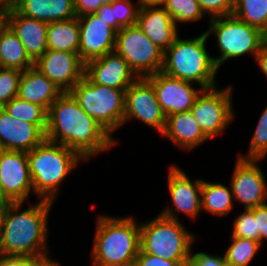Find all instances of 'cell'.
<instances>
[{
  "label": "cell",
  "mask_w": 267,
  "mask_h": 266,
  "mask_svg": "<svg viewBox=\"0 0 267 266\" xmlns=\"http://www.w3.org/2000/svg\"><path fill=\"white\" fill-rule=\"evenodd\" d=\"M9 14L10 9H6L1 15H0V38L2 37L3 33L8 29L9 27Z\"/></svg>",
  "instance_id": "obj_45"
},
{
  "label": "cell",
  "mask_w": 267,
  "mask_h": 266,
  "mask_svg": "<svg viewBox=\"0 0 267 266\" xmlns=\"http://www.w3.org/2000/svg\"><path fill=\"white\" fill-rule=\"evenodd\" d=\"M79 20L75 18L50 22L47 26L48 50L65 51L79 54Z\"/></svg>",
  "instance_id": "obj_25"
},
{
  "label": "cell",
  "mask_w": 267,
  "mask_h": 266,
  "mask_svg": "<svg viewBox=\"0 0 267 266\" xmlns=\"http://www.w3.org/2000/svg\"><path fill=\"white\" fill-rule=\"evenodd\" d=\"M191 261H170L161 257L144 253L141 249L135 259L138 266H188Z\"/></svg>",
  "instance_id": "obj_38"
},
{
  "label": "cell",
  "mask_w": 267,
  "mask_h": 266,
  "mask_svg": "<svg viewBox=\"0 0 267 266\" xmlns=\"http://www.w3.org/2000/svg\"><path fill=\"white\" fill-rule=\"evenodd\" d=\"M267 155V106L260 115L254 135L252 136L248 154L243 159H264Z\"/></svg>",
  "instance_id": "obj_32"
},
{
  "label": "cell",
  "mask_w": 267,
  "mask_h": 266,
  "mask_svg": "<svg viewBox=\"0 0 267 266\" xmlns=\"http://www.w3.org/2000/svg\"><path fill=\"white\" fill-rule=\"evenodd\" d=\"M161 135L170 138L173 144L180 149L188 151L209 140L193 118L190 110L167 116L166 125Z\"/></svg>",
  "instance_id": "obj_23"
},
{
  "label": "cell",
  "mask_w": 267,
  "mask_h": 266,
  "mask_svg": "<svg viewBox=\"0 0 267 266\" xmlns=\"http://www.w3.org/2000/svg\"><path fill=\"white\" fill-rule=\"evenodd\" d=\"M96 15L106 21L111 28L117 31V19L115 18L114 10H112L111 4L102 5L97 11Z\"/></svg>",
  "instance_id": "obj_42"
},
{
  "label": "cell",
  "mask_w": 267,
  "mask_h": 266,
  "mask_svg": "<svg viewBox=\"0 0 267 266\" xmlns=\"http://www.w3.org/2000/svg\"><path fill=\"white\" fill-rule=\"evenodd\" d=\"M255 60L258 63L261 72L267 77V40L263 43Z\"/></svg>",
  "instance_id": "obj_43"
},
{
  "label": "cell",
  "mask_w": 267,
  "mask_h": 266,
  "mask_svg": "<svg viewBox=\"0 0 267 266\" xmlns=\"http://www.w3.org/2000/svg\"><path fill=\"white\" fill-rule=\"evenodd\" d=\"M161 6L175 23L196 22L205 14L197 0H165Z\"/></svg>",
  "instance_id": "obj_31"
},
{
  "label": "cell",
  "mask_w": 267,
  "mask_h": 266,
  "mask_svg": "<svg viewBox=\"0 0 267 266\" xmlns=\"http://www.w3.org/2000/svg\"><path fill=\"white\" fill-rule=\"evenodd\" d=\"M114 51L122 56L138 78H146L162 70L164 52L137 24L117 32Z\"/></svg>",
  "instance_id": "obj_9"
},
{
  "label": "cell",
  "mask_w": 267,
  "mask_h": 266,
  "mask_svg": "<svg viewBox=\"0 0 267 266\" xmlns=\"http://www.w3.org/2000/svg\"><path fill=\"white\" fill-rule=\"evenodd\" d=\"M92 262L96 266L135 263L140 250V225L133 217L99 216L96 222Z\"/></svg>",
  "instance_id": "obj_3"
},
{
  "label": "cell",
  "mask_w": 267,
  "mask_h": 266,
  "mask_svg": "<svg viewBox=\"0 0 267 266\" xmlns=\"http://www.w3.org/2000/svg\"><path fill=\"white\" fill-rule=\"evenodd\" d=\"M46 266H59V264L58 262L51 261V262H48Z\"/></svg>",
  "instance_id": "obj_49"
},
{
  "label": "cell",
  "mask_w": 267,
  "mask_h": 266,
  "mask_svg": "<svg viewBox=\"0 0 267 266\" xmlns=\"http://www.w3.org/2000/svg\"><path fill=\"white\" fill-rule=\"evenodd\" d=\"M188 266H227L223 256H213L208 253L198 252L192 255Z\"/></svg>",
  "instance_id": "obj_39"
},
{
  "label": "cell",
  "mask_w": 267,
  "mask_h": 266,
  "mask_svg": "<svg viewBox=\"0 0 267 266\" xmlns=\"http://www.w3.org/2000/svg\"><path fill=\"white\" fill-rule=\"evenodd\" d=\"M165 0H139L140 5H162Z\"/></svg>",
  "instance_id": "obj_46"
},
{
  "label": "cell",
  "mask_w": 267,
  "mask_h": 266,
  "mask_svg": "<svg viewBox=\"0 0 267 266\" xmlns=\"http://www.w3.org/2000/svg\"><path fill=\"white\" fill-rule=\"evenodd\" d=\"M203 12L211 16L210 19L216 17L232 15L236 0H197Z\"/></svg>",
  "instance_id": "obj_36"
},
{
  "label": "cell",
  "mask_w": 267,
  "mask_h": 266,
  "mask_svg": "<svg viewBox=\"0 0 267 266\" xmlns=\"http://www.w3.org/2000/svg\"><path fill=\"white\" fill-rule=\"evenodd\" d=\"M52 259L49 257H31L0 254V266H46Z\"/></svg>",
  "instance_id": "obj_37"
},
{
  "label": "cell",
  "mask_w": 267,
  "mask_h": 266,
  "mask_svg": "<svg viewBox=\"0 0 267 266\" xmlns=\"http://www.w3.org/2000/svg\"><path fill=\"white\" fill-rule=\"evenodd\" d=\"M181 168L171 165L168 175V190L171 196L174 208L168 206L160 214L164 217L178 220V214L184 213L188 217H195L201 212V179L192 180ZM177 211V213H174Z\"/></svg>",
  "instance_id": "obj_15"
},
{
  "label": "cell",
  "mask_w": 267,
  "mask_h": 266,
  "mask_svg": "<svg viewBox=\"0 0 267 266\" xmlns=\"http://www.w3.org/2000/svg\"><path fill=\"white\" fill-rule=\"evenodd\" d=\"M98 1H100L102 5H105V4H111L112 1L114 0H98Z\"/></svg>",
  "instance_id": "obj_48"
},
{
  "label": "cell",
  "mask_w": 267,
  "mask_h": 266,
  "mask_svg": "<svg viewBox=\"0 0 267 266\" xmlns=\"http://www.w3.org/2000/svg\"><path fill=\"white\" fill-rule=\"evenodd\" d=\"M101 6L102 4L98 0H74L77 17L96 13Z\"/></svg>",
  "instance_id": "obj_41"
},
{
  "label": "cell",
  "mask_w": 267,
  "mask_h": 266,
  "mask_svg": "<svg viewBox=\"0 0 267 266\" xmlns=\"http://www.w3.org/2000/svg\"><path fill=\"white\" fill-rule=\"evenodd\" d=\"M19 14L47 23L76 17L74 0H13Z\"/></svg>",
  "instance_id": "obj_24"
},
{
  "label": "cell",
  "mask_w": 267,
  "mask_h": 266,
  "mask_svg": "<svg viewBox=\"0 0 267 266\" xmlns=\"http://www.w3.org/2000/svg\"><path fill=\"white\" fill-rule=\"evenodd\" d=\"M56 85L34 66L22 71L17 97L38 104L47 111L50 105L62 94Z\"/></svg>",
  "instance_id": "obj_22"
},
{
  "label": "cell",
  "mask_w": 267,
  "mask_h": 266,
  "mask_svg": "<svg viewBox=\"0 0 267 266\" xmlns=\"http://www.w3.org/2000/svg\"><path fill=\"white\" fill-rule=\"evenodd\" d=\"M232 244L227 248L223 258L227 266H248L261 245L258 241L231 237Z\"/></svg>",
  "instance_id": "obj_29"
},
{
  "label": "cell",
  "mask_w": 267,
  "mask_h": 266,
  "mask_svg": "<svg viewBox=\"0 0 267 266\" xmlns=\"http://www.w3.org/2000/svg\"><path fill=\"white\" fill-rule=\"evenodd\" d=\"M47 125H35L14 119L0 107V147L3 150L29 152L46 139Z\"/></svg>",
  "instance_id": "obj_18"
},
{
  "label": "cell",
  "mask_w": 267,
  "mask_h": 266,
  "mask_svg": "<svg viewBox=\"0 0 267 266\" xmlns=\"http://www.w3.org/2000/svg\"><path fill=\"white\" fill-rule=\"evenodd\" d=\"M13 202L11 201H1L0 202V241L3 235V229L5 226V219L7 216V211L9 209V206L12 204Z\"/></svg>",
  "instance_id": "obj_44"
},
{
  "label": "cell",
  "mask_w": 267,
  "mask_h": 266,
  "mask_svg": "<svg viewBox=\"0 0 267 266\" xmlns=\"http://www.w3.org/2000/svg\"><path fill=\"white\" fill-rule=\"evenodd\" d=\"M152 84L161 110L167 117L177 112L189 111L201 93L191 82L171 77L162 71L146 77Z\"/></svg>",
  "instance_id": "obj_16"
},
{
  "label": "cell",
  "mask_w": 267,
  "mask_h": 266,
  "mask_svg": "<svg viewBox=\"0 0 267 266\" xmlns=\"http://www.w3.org/2000/svg\"><path fill=\"white\" fill-rule=\"evenodd\" d=\"M233 237L252 239L259 242V230H257L253 208L244 209L233 222Z\"/></svg>",
  "instance_id": "obj_34"
},
{
  "label": "cell",
  "mask_w": 267,
  "mask_h": 266,
  "mask_svg": "<svg viewBox=\"0 0 267 266\" xmlns=\"http://www.w3.org/2000/svg\"><path fill=\"white\" fill-rule=\"evenodd\" d=\"M140 120L163 133L166 116L157 101L155 90L146 78H138L125 91V113L123 125L131 118Z\"/></svg>",
  "instance_id": "obj_12"
},
{
  "label": "cell",
  "mask_w": 267,
  "mask_h": 266,
  "mask_svg": "<svg viewBox=\"0 0 267 266\" xmlns=\"http://www.w3.org/2000/svg\"><path fill=\"white\" fill-rule=\"evenodd\" d=\"M48 23L28 18L10 8L9 27L17 35L30 59L35 63L47 50Z\"/></svg>",
  "instance_id": "obj_21"
},
{
  "label": "cell",
  "mask_w": 267,
  "mask_h": 266,
  "mask_svg": "<svg viewBox=\"0 0 267 266\" xmlns=\"http://www.w3.org/2000/svg\"><path fill=\"white\" fill-rule=\"evenodd\" d=\"M207 38L205 31L192 39L177 37L164 52L161 71L183 81L199 83L201 89L216 87L218 68L205 47Z\"/></svg>",
  "instance_id": "obj_5"
},
{
  "label": "cell",
  "mask_w": 267,
  "mask_h": 266,
  "mask_svg": "<svg viewBox=\"0 0 267 266\" xmlns=\"http://www.w3.org/2000/svg\"><path fill=\"white\" fill-rule=\"evenodd\" d=\"M79 56L86 64L100 58L115 49L117 31L96 13L79 16Z\"/></svg>",
  "instance_id": "obj_17"
},
{
  "label": "cell",
  "mask_w": 267,
  "mask_h": 266,
  "mask_svg": "<svg viewBox=\"0 0 267 266\" xmlns=\"http://www.w3.org/2000/svg\"><path fill=\"white\" fill-rule=\"evenodd\" d=\"M125 266H138V265L136 263H132V264L125 265Z\"/></svg>",
  "instance_id": "obj_52"
},
{
  "label": "cell",
  "mask_w": 267,
  "mask_h": 266,
  "mask_svg": "<svg viewBox=\"0 0 267 266\" xmlns=\"http://www.w3.org/2000/svg\"><path fill=\"white\" fill-rule=\"evenodd\" d=\"M126 90L95 84L85 75L69 93L111 135L123 125Z\"/></svg>",
  "instance_id": "obj_7"
},
{
  "label": "cell",
  "mask_w": 267,
  "mask_h": 266,
  "mask_svg": "<svg viewBox=\"0 0 267 266\" xmlns=\"http://www.w3.org/2000/svg\"><path fill=\"white\" fill-rule=\"evenodd\" d=\"M217 86L203 89L190 109L203 133L209 138L220 135L234 119L232 86L217 90Z\"/></svg>",
  "instance_id": "obj_10"
},
{
  "label": "cell",
  "mask_w": 267,
  "mask_h": 266,
  "mask_svg": "<svg viewBox=\"0 0 267 266\" xmlns=\"http://www.w3.org/2000/svg\"><path fill=\"white\" fill-rule=\"evenodd\" d=\"M34 67L62 92H69L85 76V63L72 52L47 50Z\"/></svg>",
  "instance_id": "obj_14"
},
{
  "label": "cell",
  "mask_w": 267,
  "mask_h": 266,
  "mask_svg": "<svg viewBox=\"0 0 267 266\" xmlns=\"http://www.w3.org/2000/svg\"><path fill=\"white\" fill-rule=\"evenodd\" d=\"M209 25L210 28L205 32L208 37L210 34L216 35L217 46L221 53L219 57H213L218 70L223 62L243 54L251 53L256 58L267 40V35L260 29L233 15L212 18Z\"/></svg>",
  "instance_id": "obj_8"
},
{
  "label": "cell",
  "mask_w": 267,
  "mask_h": 266,
  "mask_svg": "<svg viewBox=\"0 0 267 266\" xmlns=\"http://www.w3.org/2000/svg\"><path fill=\"white\" fill-rule=\"evenodd\" d=\"M22 71L0 67V107L17 97Z\"/></svg>",
  "instance_id": "obj_33"
},
{
  "label": "cell",
  "mask_w": 267,
  "mask_h": 266,
  "mask_svg": "<svg viewBox=\"0 0 267 266\" xmlns=\"http://www.w3.org/2000/svg\"><path fill=\"white\" fill-rule=\"evenodd\" d=\"M232 15L267 35V0H236Z\"/></svg>",
  "instance_id": "obj_28"
},
{
  "label": "cell",
  "mask_w": 267,
  "mask_h": 266,
  "mask_svg": "<svg viewBox=\"0 0 267 266\" xmlns=\"http://www.w3.org/2000/svg\"><path fill=\"white\" fill-rule=\"evenodd\" d=\"M140 6L138 3V6L134 7L131 0L112 1L111 7L117 19V32L123 27L136 25Z\"/></svg>",
  "instance_id": "obj_35"
},
{
  "label": "cell",
  "mask_w": 267,
  "mask_h": 266,
  "mask_svg": "<svg viewBox=\"0 0 267 266\" xmlns=\"http://www.w3.org/2000/svg\"><path fill=\"white\" fill-rule=\"evenodd\" d=\"M37 204L21 210L23 203H12L7 211L0 254L49 257L47 252L48 216L53 201L38 199Z\"/></svg>",
  "instance_id": "obj_2"
},
{
  "label": "cell",
  "mask_w": 267,
  "mask_h": 266,
  "mask_svg": "<svg viewBox=\"0 0 267 266\" xmlns=\"http://www.w3.org/2000/svg\"><path fill=\"white\" fill-rule=\"evenodd\" d=\"M136 24L163 52L179 36L176 23L161 5H141Z\"/></svg>",
  "instance_id": "obj_20"
},
{
  "label": "cell",
  "mask_w": 267,
  "mask_h": 266,
  "mask_svg": "<svg viewBox=\"0 0 267 266\" xmlns=\"http://www.w3.org/2000/svg\"><path fill=\"white\" fill-rule=\"evenodd\" d=\"M3 108L16 120H23L35 125H47L48 111L38 104L15 97L6 103Z\"/></svg>",
  "instance_id": "obj_30"
},
{
  "label": "cell",
  "mask_w": 267,
  "mask_h": 266,
  "mask_svg": "<svg viewBox=\"0 0 267 266\" xmlns=\"http://www.w3.org/2000/svg\"><path fill=\"white\" fill-rule=\"evenodd\" d=\"M85 75L95 84L117 89H128L138 79L129 64L115 51L88 61Z\"/></svg>",
  "instance_id": "obj_19"
},
{
  "label": "cell",
  "mask_w": 267,
  "mask_h": 266,
  "mask_svg": "<svg viewBox=\"0 0 267 266\" xmlns=\"http://www.w3.org/2000/svg\"><path fill=\"white\" fill-rule=\"evenodd\" d=\"M253 213L259 230V243L262 246L263 240H267V204L253 208Z\"/></svg>",
  "instance_id": "obj_40"
},
{
  "label": "cell",
  "mask_w": 267,
  "mask_h": 266,
  "mask_svg": "<svg viewBox=\"0 0 267 266\" xmlns=\"http://www.w3.org/2000/svg\"><path fill=\"white\" fill-rule=\"evenodd\" d=\"M27 157L35 194L53 202L63 179L84 161L76 151L46 139L27 152Z\"/></svg>",
  "instance_id": "obj_4"
},
{
  "label": "cell",
  "mask_w": 267,
  "mask_h": 266,
  "mask_svg": "<svg viewBox=\"0 0 267 266\" xmlns=\"http://www.w3.org/2000/svg\"><path fill=\"white\" fill-rule=\"evenodd\" d=\"M194 235L179 220L159 214L140 224V249L170 261H191Z\"/></svg>",
  "instance_id": "obj_6"
},
{
  "label": "cell",
  "mask_w": 267,
  "mask_h": 266,
  "mask_svg": "<svg viewBox=\"0 0 267 266\" xmlns=\"http://www.w3.org/2000/svg\"><path fill=\"white\" fill-rule=\"evenodd\" d=\"M2 201L24 203L33 190L27 152L0 150Z\"/></svg>",
  "instance_id": "obj_11"
},
{
  "label": "cell",
  "mask_w": 267,
  "mask_h": 266,
  "mask_svg": "<svg viewBox=\"0 0 267 266\" xmlns=\"http://www.w3.org/2000/svg\"><path fill=\"white\" fill-rule=\"evenodd\" d=\"M233 199L232 189L224 184L202 181L201 209L223 217L233 210Z\"/></svg>",
  "instance_id": "obj_27"
},
{
  "label": "cell",
  "mask_w": 267,
  "mask_h": 266,
  "mask_svg": "<svg viewBox=\"0 0 267 266\" xmlns=\"http://www.w3.org/2000/svg\"><path fill=\"white\" fill-rule=\"evenodd\" d=\"M0 2L7 8L10 9L13 6V0H0Z\"/></svg>",
  "instance_id": "obj_47"
},
{
  "label": "cell",
  "mask_w": 267,
  "mask_h": 266,
  "mask_svg": "<svg viewBox=\"0 0 267 266\" xmlns=\"http://www.w3.org/2000/svg\"><path fill=\"white\" fill-rule=\"evenodd\" d=\"M0 199L2 200V185H1V180H0Z\"/></svg>",
  "instance_id": "obj_51"
},
{
  "label": "cell",
  "mask_w": 267,
  "mask_h": 266,
  "mask_svg": "<svg viewBox=\"0 0 267 266\" xmlns=\"http://www.w3.org/2000/svg\"><path fill=\"white\" fill-rule=\"evenodd\" d=\"M33 66L34 62L28 56L25 47L8 27L0 38V67L25 71Z\"/></svg>",
  "instance_id": "obj_26"
},
{
  "label": "cell",
  "mask_w": 267,
  "mask_h": 266,
  "mask_svg": "<svg viewBox=\"0 0 267 266\" xmlns=\"http://www.w3.org/2000/svg\"><path fill=\"white\" fill-rule=\"evenodd\" d=\"M7 8L0 2V15L6 10Z\"/></svg>",
  "instance_id": "obj_50"
},
{
  "label": "cell",
  "mask_w": 267,
  "mask_h": 266,
  "mask_svg": "<svg viewBox=\"0 0 267 266\" xmlns=\"http://www.w3.org/2000/svg\"><path fill=\"white\" fill-rule=\"evenodd\" d=\"M258 159H243L238 156L231 180L234 201L243 203L244 209L265 204L267 184L265 176L257 166Z\"/></svg>",
  "instance_id": "obj_13"
},
{
  "label": "cell",
  "mask_w": 267,
  "mask_h": 266,
  "mask_svg": "<svg viewBox=\"0 0 267 266\" xmlns=\"http://www.w3.org/2000/svg\"><path fill=\"white\" fill-rule=\"evenodd\" d=\"M46 140L65 145L84 160L116 144L115 139L82 110L69 92H63L48 109Z\"/></svg>",
  "instance_id": "obj_1"
}]
</instances>
